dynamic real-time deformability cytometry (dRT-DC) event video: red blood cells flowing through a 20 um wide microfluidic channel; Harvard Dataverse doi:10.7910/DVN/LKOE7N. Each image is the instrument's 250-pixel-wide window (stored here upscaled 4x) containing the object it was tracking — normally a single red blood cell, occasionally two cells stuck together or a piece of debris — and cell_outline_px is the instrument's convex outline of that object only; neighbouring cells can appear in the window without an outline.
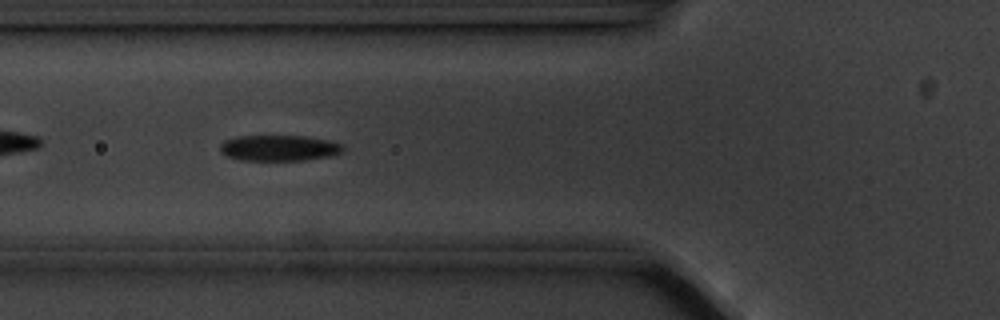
{"species": "common noctule bat (a hibernating species)", "species_latin": "Nyctalus noctula", "temperature_condition": "cold", "stored_images_in_passage": 8, "camera_frame_rate_fps": 3000, "um_per_image_px": 0.085, "animal": {"sex": "male", "body_mass_g": 20.1, "forearm_length_mm": 53.5}, "frame": {"image": 1, "passage_image": 5, "time_ms": 4.333, "image_size_px": [1000, 320], "cell_outline_px": [[344, 148], [340, 152], [332, 156], [304, 160], [240, 160], [228, 156], [220, 152], [220, 144], [224, 140], [236, 136], [304, 136], [328, 140], [344, 144]], "centroid_in_image_um": [23.72, 12.58], "position_along_channel_um": 102.1, "area_um2": 18.55}}
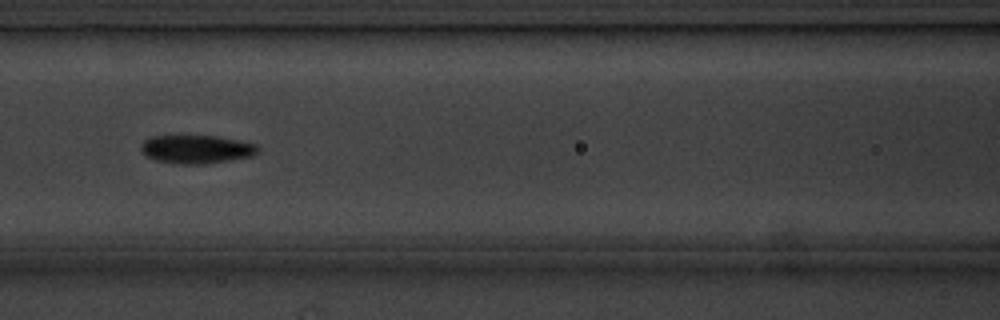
{"frame": {"image": 2, "passage_image": 6, "time_ms": 5.667, "image_size_px": [1000, 320], "cell_outline_px": [[260, 152], [252, 156], [208, 164], [180, 164], [156, 160], [148, 156], [140, 148], [140, 144], [144, 140], [152, 136], [216, 136], [256, 144]], "centroid_in_image_um": [16.71, 12.69], "position_along_channel_um": 149.9, "area_um2": 19.25}}